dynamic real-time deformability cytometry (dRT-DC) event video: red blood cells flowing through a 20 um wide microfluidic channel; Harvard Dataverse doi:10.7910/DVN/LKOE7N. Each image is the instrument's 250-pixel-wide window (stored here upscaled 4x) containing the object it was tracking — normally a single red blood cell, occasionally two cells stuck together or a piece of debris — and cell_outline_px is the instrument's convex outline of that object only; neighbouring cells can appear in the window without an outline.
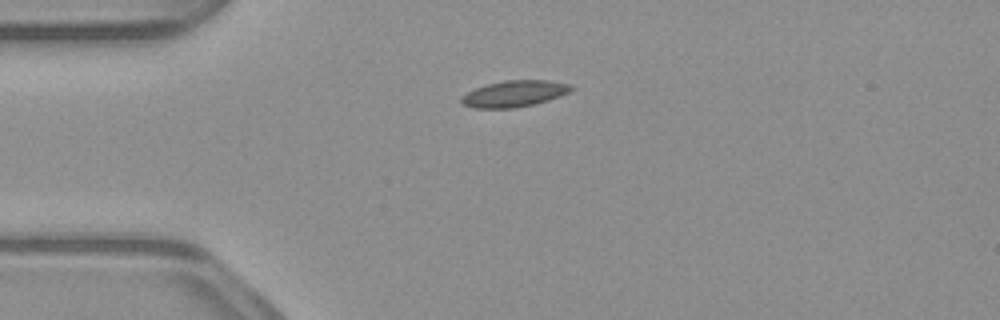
{"species": "common noctule bat (a hibernating species)", "species_latin": "Nyctalus noctula", "temperature_condition": "warm", "stored_images_in_passage": 41, "camera_frame_rate_fps": 3000, "um_per_image_px": 0.085, "animal": {"sex": "male", "body_mass_g": 23.1, "forearm_length_mm": 52.7}, "frame": {"image": 1, "passage_image": 1, "time_ms": 0.0, "image_size_px": [1000, 320], "cell_outline_px": [[572, 88], [568, 92], [560, 96], [548, 100], [516, 108], [472, 108], [460, 104], [460, 96], [476, 88], [488, 84], [504, 80], [548, 80], [572, 84]], "centroid_in_image_um": [43.68, 7.97], "position_along_channel_um": 41.3, "area_um2": 16.88}}
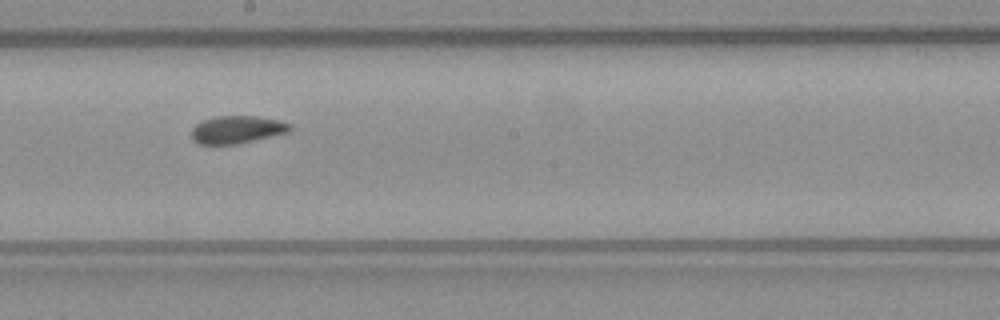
{"frame": {"image": 2, "passage_image": 17, "time_ms": 5.333, "image_size_px": [1000, 320], "cell_outline_px": [[292, 128], [288, 132], [236, 144], [200, 144], [192, 140], [192, 128], [196, 124], [204, 120], [216, 116], [256, 116], [280, 120], [292, 124]], "centroid_in_image_um": [20.15, 11.01], "position_along_channel_um": 228.0, "area_um2": 15.78}}
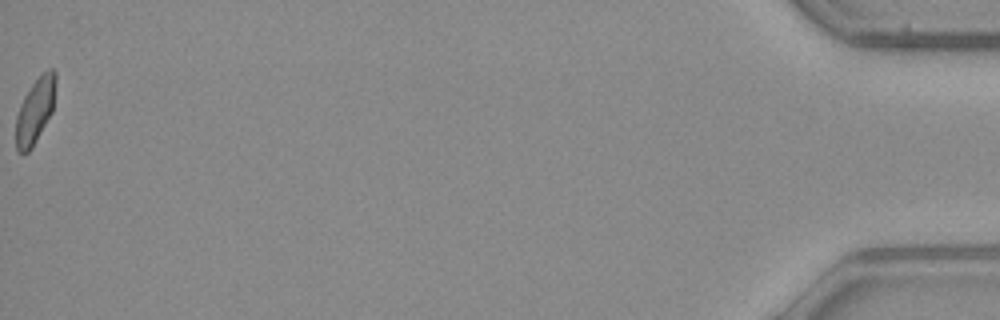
{"frame": {"image": 3, "passage_image": 41, "time_ms": 13.333, "image_size_px": [1000, 320], "cell_outline_px": [[56, 80], [52, 112], [32, 148], [28, 152], [16, 152], [16, 116], [20, 104], [24, 96], [32, 84], [48, 68], [52, 68], [56, 72]], "centroid_in_image_um": [2.98, 9.41], "position_along_channel_um": 432.2, "area_um2": 15.03}, "authors_computed_cell_mechanics": {"area_um2": 15.895, "velocity_mm_per_s": 3.9266, "shape_relaxation_time_tau1_ms": null, "shape_relaxation_time_tau2_ms": 5.1703, "deformation_change_tau1": null, "deformation_change_tau2": 0.0693}}